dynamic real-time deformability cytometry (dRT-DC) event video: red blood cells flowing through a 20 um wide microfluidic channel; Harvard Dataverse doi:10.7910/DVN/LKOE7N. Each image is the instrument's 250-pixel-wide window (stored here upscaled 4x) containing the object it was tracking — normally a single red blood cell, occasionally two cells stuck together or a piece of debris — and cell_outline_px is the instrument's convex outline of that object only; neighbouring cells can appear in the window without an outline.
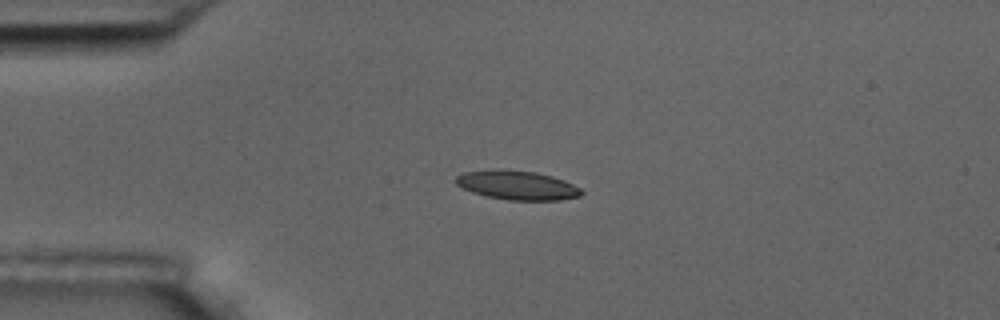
{"species": "common noctule bat (a hibernating species)", "species_latin": "Nyctalus noctula", "temperature_condition": "room temperature", "stored_images_in_passage": 4, "camera_frame_rate_fps": 3000, "um_per_image_px": 0.085, "animal": {"sex": "male", "body_mass_g": 17.5, "forearm_length_mm": 52.3}, "frame": {"image": 1, "passage_image": 3, "time_ms": 2.333, "image_size_px": [1000, 320], "cell_outline_px": [[584, 192], [580, 196], [560, 200], [508, 200], [488, 196], [472, 192], [456, 184], [452, 180], [456, 176], [464, 172], [536, 172], [552, 176], [564, 180], [580, 188]], "centroid_in_image_um": [44.02, 15.79], "position_along_channel_um": 41.0, "area_um2": 20.4}}